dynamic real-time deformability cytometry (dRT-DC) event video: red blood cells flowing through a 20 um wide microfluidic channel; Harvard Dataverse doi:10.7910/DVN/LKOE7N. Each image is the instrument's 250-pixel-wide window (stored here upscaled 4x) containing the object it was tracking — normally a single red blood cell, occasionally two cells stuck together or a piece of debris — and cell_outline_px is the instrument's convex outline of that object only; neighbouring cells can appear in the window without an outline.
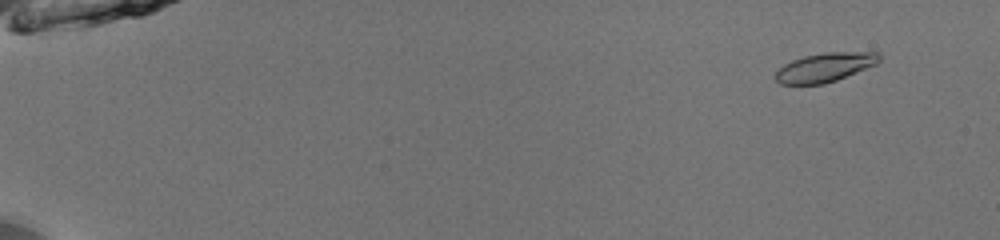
{"species": "common noctule bat (a hibernating species)", "species_latin": "Nyctalus noctula", "temperature_condition": "room temperature", "stored_images_in_passage": 53, "camera_frame_rate_fps": 3000, "um_per_image_px": 0.085, "animal": {"sex": "male", "body_mass_g": 13.0, "forearm_length_mm": 53.1}, "frame": {"image": 1, "passage_image": 5, "time_ms": 1.333, "image_size_px": [1000, 240], "cell_outline_px": [[880, 60], [876, 64], [836, 80], [824, 84], [780, 84], [772, 76], [784, 64], [792, 60], [804, 56], [824, 52], [876, 52], [880, 56]], "centroid_in_image_um": [70.08, 5.72], "position_along_channel_um": 14.9, "area_um2": 17.46}}
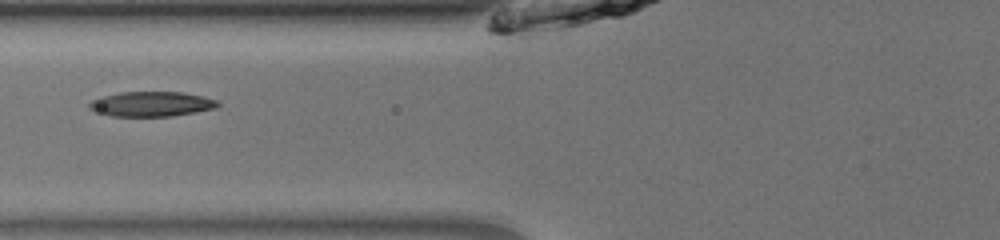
{"frame": {"image": 2, "passage_image": 24, "time_ms": 7.667, "image_size_px": [1000, 240], "cell_outline_px": [[220, 104], [216, 108], [196, 112], [172, 116], [112, 116], [96, 112], [88, 108], [88, 104], [92, 100], [100, 96], [120, 92], [184, 92], [204, 96], [216, 100]], "centroid_in_image_um": [12.86, 8.84], "position_along_channel_um": 112.9, "area_um2": 18.79}}
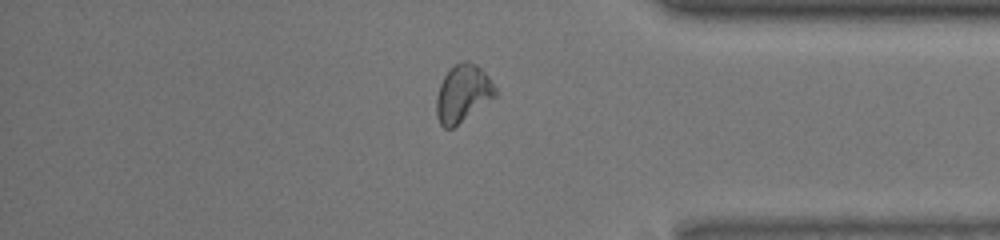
{"frame": {"image": 3, "passage_image": 46, "time_ms": 15.0, "image_size_px": [1000, 240], "cell_outline_px": [[496, 96], [452, 128], [444, 128], [440, 124], [436, 116], [436, 96], [440, 84], [444, 76], [456, 64], [464, 60], [468, 60], [476, 64], [488, 76], [496, 88]], "centroid_in_image_um": [39.32, 7.94], "position_along_channel_um": 395.9, "area_um2": 19.42}, "authors_computed_cell_mechanics": {"area_um2": 18.0914, "velocity_mm_per_s": 3.9924, "shape_relaxation_time_tau1_ms": null, "shape_relaxation_time_tau2_ms": 2.5885, "deformation_change_tau1": null, "deformation_change_tau2": 0.0786}}